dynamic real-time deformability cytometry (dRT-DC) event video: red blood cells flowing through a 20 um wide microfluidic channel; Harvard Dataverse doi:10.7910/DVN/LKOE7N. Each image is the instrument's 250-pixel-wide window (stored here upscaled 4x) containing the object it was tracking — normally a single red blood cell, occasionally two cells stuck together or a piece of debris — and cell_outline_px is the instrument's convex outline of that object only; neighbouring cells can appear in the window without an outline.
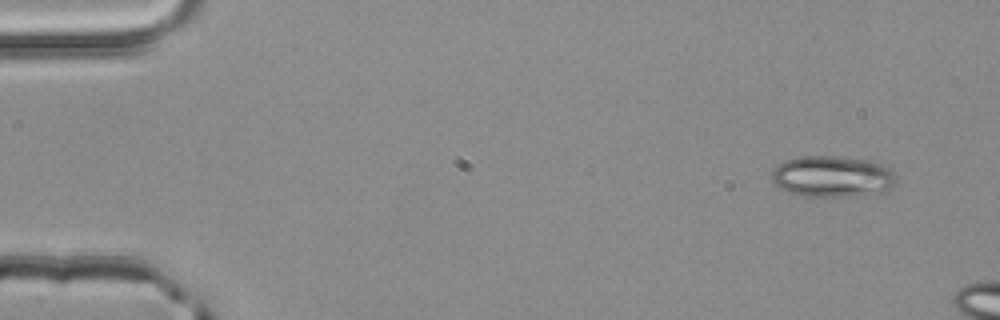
{"species": "common noctule bat (a hibernating species)", "species_latin": "Nyctalus noctula", "temperature_condition": "room temperature", "stored_images_in_passage": 2, "camera_frame_rate_fps": 3000, "um_per_image_px": 0.085, "animal": {"sex": "male", "body_mass_g": 20.4}, "frame": {"image": 1, "passage_image": 1, "time_ms": 0.0, "image_size_px": [1000, 320], "cell_outline_px": [[896, 180], [888, 188], [880, 192], [852, 196], [800, 196], [788, 192], [780, 188], [772, 180], [772, 172], [784, 160], [800, 156], [836, 156], [876, 160], [892, 168], [896, 176]], "centroid_in_image_um": [70.78, 14.98], "position_along_channel_um": 14.2, "area_um2": 30.11}}